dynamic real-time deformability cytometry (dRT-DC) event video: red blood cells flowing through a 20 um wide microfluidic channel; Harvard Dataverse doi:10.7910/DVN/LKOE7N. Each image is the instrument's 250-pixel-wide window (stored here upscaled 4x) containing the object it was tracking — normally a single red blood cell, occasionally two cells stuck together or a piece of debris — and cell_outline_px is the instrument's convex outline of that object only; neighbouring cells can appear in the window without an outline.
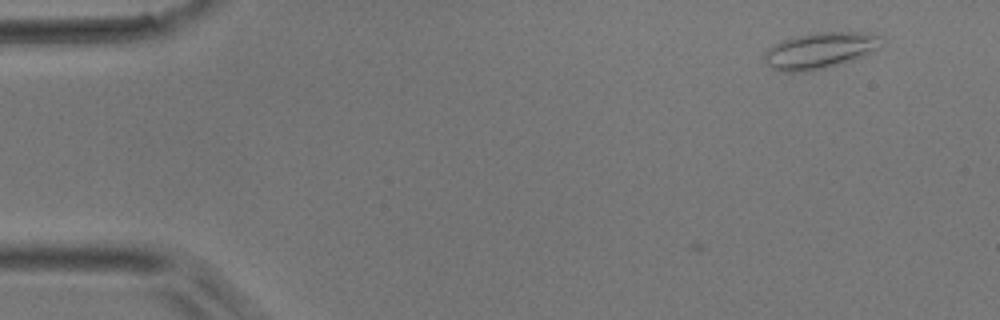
{"species": "common noctule bat (a hibernating species)", "species_latin": "Nyctalus noctula", "temperature_condition": "room temperature", "stored_images_in_passage": 3, "camera_frame_rate_fps": 3000, "um_per_image_px": 0.085, "animal": {"sex": "male", "body_mass_g": 17.9}, "frame": {"image": 1, "passage_image": 1, "time_ms": 0.0, "image_size_px": [1000, 320], "cell_outline_px": [[884, 40], [880, 48], [852, 60], [824, 68], [804, 72], [784, 72], [772, 68], [764, 60], [764, 52], [772, 44], [780, 40], [796, 36], [820, 32], [864, 32], [880, 36]], "centroid_in_image_um": [69.68, 4.28], "position_along_channel_um": 15.3, "area_um2": 24.74}}